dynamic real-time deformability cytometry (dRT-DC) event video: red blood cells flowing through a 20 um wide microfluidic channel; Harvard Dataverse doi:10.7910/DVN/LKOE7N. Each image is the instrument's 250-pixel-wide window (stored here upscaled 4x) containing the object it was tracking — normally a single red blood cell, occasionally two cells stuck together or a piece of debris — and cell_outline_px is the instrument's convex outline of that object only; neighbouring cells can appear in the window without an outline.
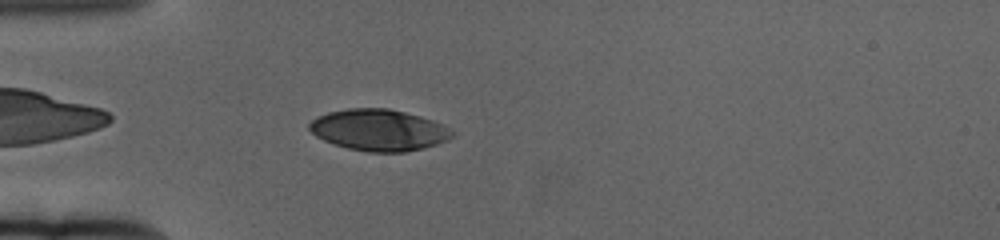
{"species": "human", "species_latin": "Homo sapiens", "temperature_condition": "cold", "stored_images_in_passage": 48, "camera_frame_rate_fps": 3000, "um_per_image_px": 0.085, "donor": {"sex": "female"}, "frame": {"image": 1, "passage_image": 5, "time_ms": 1.333, "image_size_px": [1000, 240], "cell_outline_px": [[452, 136], [436, 144], [424, 148], [404, 152], [368, 152], [348, 148], [332, 144], [316, 136], [308, 128], [308, 124], [312, 120], [328, 112], [348, 108], [388, 108], [420, 116], [432, 120], [448, 128], [452, 132]], "centroid_in_image_um": [32.15, 11.05], "position_along_channel_um": 52.8, "area_um2": 34.16}}
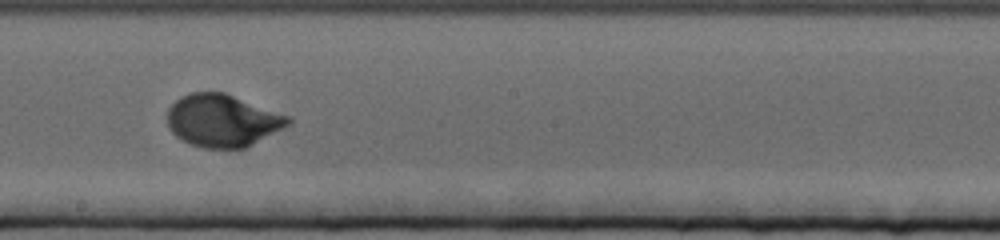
{"frame": {"image": 2, "passage_image": 22, "time_ms": 7.0, "image_size_px": [1000, 240], "cell_outline_px": [[292, 120], [288, 124], [248, 148], [204, 148], [192, 144], [176, 136], [168, 128], [168, 108], [180, 96], [192, 92], [224, 92], [292, 116]], "centroid_in_image_um": [18.93, 10.24], "position_along_channel_um": 229.3, "area_um2": 36.99}}
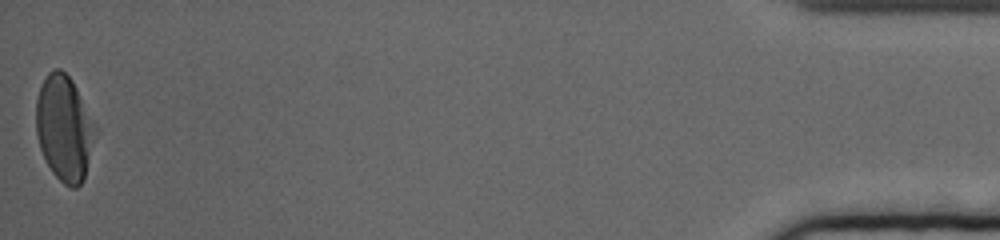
{"frame": {"image": 3, "passage_image": 48, "time_ms": 15.667, "image_size_px": [1000, 240], "cell_outline_px": [[100, 132], [84, 180], [76, 188], [72, 188], [64, 184], [52, 172], [40, 148], [36, 132], [36, 100], [40, 88], [48, 72], [56, 68], [60, 68], [72, 80]], "centroid_in_image_um": [5.52, 10.93], "position_along_channel_um": 429.7, "area_um2": 36.99}, "authors_computed_cell_mechanics": {"area_um2": 35.6626, "velocity_mm_per_s": 3.3181, "shape_relaxation_time_tau1_ms": 3.1747, "shape_relaxation_time_tau2_ms": null, "deformation_change_tau1": 0.1911, "deformation_change_tau2": null}}